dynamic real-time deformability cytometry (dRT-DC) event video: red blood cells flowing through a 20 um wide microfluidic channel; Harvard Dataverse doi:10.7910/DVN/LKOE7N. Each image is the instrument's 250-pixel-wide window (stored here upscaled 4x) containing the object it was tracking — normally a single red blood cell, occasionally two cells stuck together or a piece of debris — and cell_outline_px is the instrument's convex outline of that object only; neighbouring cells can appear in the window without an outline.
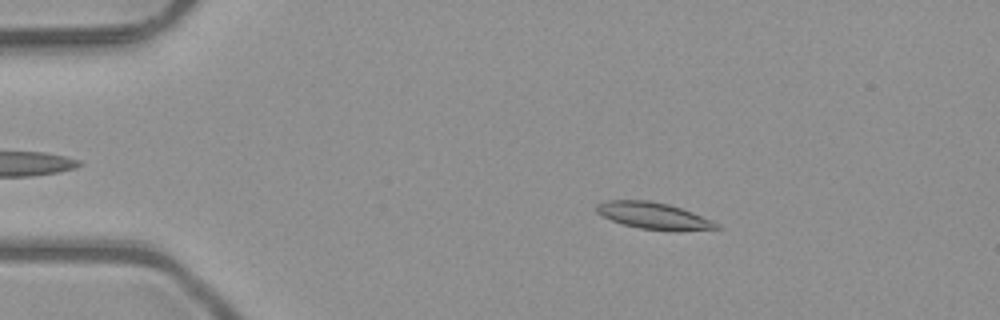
{"species": "common noctule bat (a hibernating species)", "species_latin": "Nyctalus noctula", "temperature_condition": "room temperature", "stored_images_in_passage": 51, "camera_frame_rate_fps": 3000, "um_per_image_px": 0.085, "animal": {"sex": "male", "body_mass_g": 23.1, "forearm_length_mm": 52.7}, "frame": {"image": 1, "passage_image": 9, "time_ms": 2.667, "image_size_px": [1000, 320], "cell_outline_px": [[724, 228], [640, 228], [624, 224], [612, 220], [596, 212], [596, 204], [604, 200], [648, 200], [668, 204], [692, 212], [712, 220], [720, 224]], "centroid_in_image_um": [55.46, 18.27], "position_along_channel_um": 29.5, "area_um2": 17.63}}
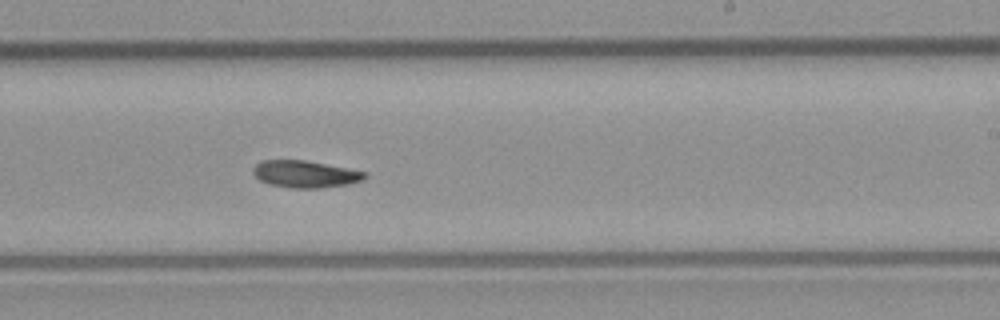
{"frame": {"image": 2, "passage_image": 31, "time_ms": 10.0, "image_size_px": [1000, 320], "cell_outline_px": [[368, 176], [364, 180], [348, 184], [320, 188], [292, 188], [268, 184], [260, 180], [252, 172], [252, 168], [260, 160], [304, 160], [348, 168], [368, 172]], "centroid_in_image_um": [25.96, 14.8], "position_along_channel_um": 263.0, "area_um2": 17.74}}
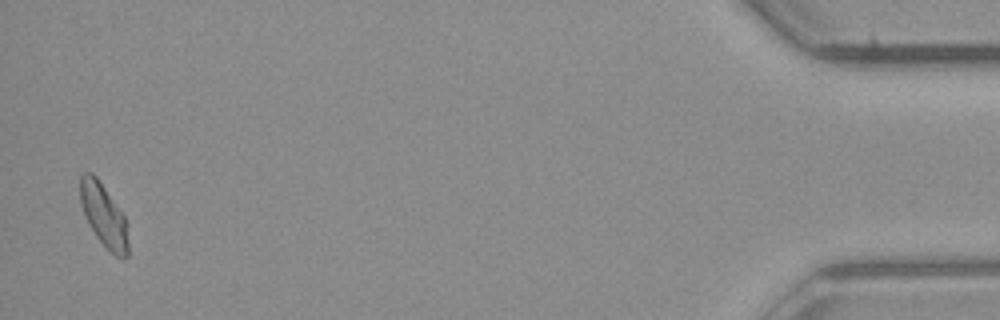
{"frame": {"image": 3, "passage_image": 50, "time_ms": 16.333, "image_size_px": [1000, 320], "cell_outline_px": [[128, 256], [124, 260], [116, 256], [96, 236], [88, 224], [80, 204], [80, 176], [84, 172], [92, 172], [96, 176], [124, 216], [128, 224]], "centroid_in_image_um": [8.82, 18.31], "position_along_channel_um": 426.4, "area_um2": 17.57}, "authors_computed_cell_mechanics": {"area_um2": 17.918, "velocity_mm_per_s": 4.0334, "shape_relaxation_time_tau1_ms": 5.3833, "shape_relaxation_time_tau2_ms": null, "deformation_change_tau1": 0.123, "deformation_change_tau2": null}}